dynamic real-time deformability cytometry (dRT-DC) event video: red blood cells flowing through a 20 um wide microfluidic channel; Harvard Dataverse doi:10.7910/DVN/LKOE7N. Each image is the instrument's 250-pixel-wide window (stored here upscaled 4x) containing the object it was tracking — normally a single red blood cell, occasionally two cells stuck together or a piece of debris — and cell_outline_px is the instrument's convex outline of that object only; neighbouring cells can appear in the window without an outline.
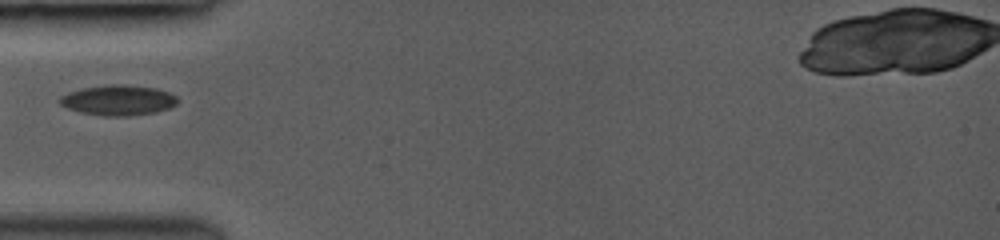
{"species": "common noctule bat (a hibernating species)", "species_latin": "Nyctalus noctula", "temperature_condition": "room temperature", "stored_images_in_passage": 6, "camera_frame_rate_fps": 3000, "um_per_image_px": 0.085, "animal": {"sex": "female", "body_mass_g": 19.0, "forearm_length_mm": 53.3}, "frame": {"image": 1, "passage_image": 1, "time_ms": 0.0, "image_size_px": [1000, 240], "cell_outline_px": [[176, 104], [168, 108], [156, 112], [128, 116], [100, 116], [80, 112], [68, 108], [60, 104], [56, 100], [60, 96], [68, 92], [84, 88], [108, 84], [124, 84], [156, 88], [168, 92], [176, 96]], "centroid_in_image_um": [10.0, 8.52], "position_along_channel_um": 75.0, "area_um2": 20.87}}